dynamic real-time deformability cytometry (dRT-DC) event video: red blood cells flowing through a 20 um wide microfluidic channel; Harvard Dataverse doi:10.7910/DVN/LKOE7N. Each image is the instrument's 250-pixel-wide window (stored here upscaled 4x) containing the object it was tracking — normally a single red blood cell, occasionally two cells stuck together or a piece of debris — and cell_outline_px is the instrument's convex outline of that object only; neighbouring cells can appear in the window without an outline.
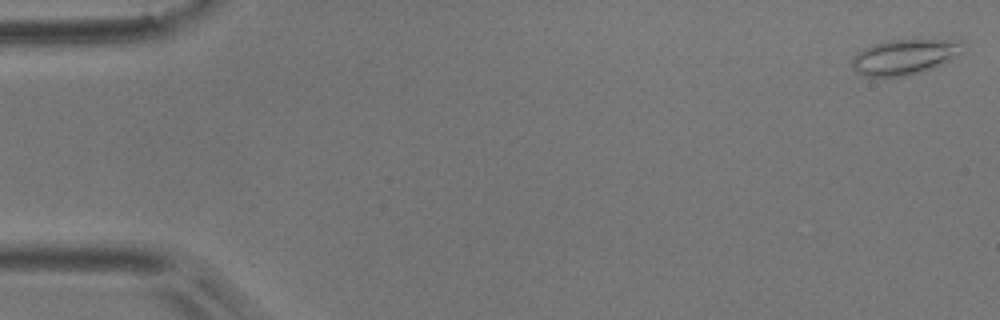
{"species": "common noctule bat (a hibernating species)", "species_latin": "Nyctalus noctula", "temperature_condition": "room temperature", "stored_images_in_passage": 4, "camera_frame_rate_fps": 3000, "um_per_image_px": 0.085, "animal": {"sex": "male", "body_mass_g": 17.9}, "frame": {"image": 1, "passage_image": 1, "time_ms": 0.0, "image_size_px": [1000, 320], "cell_outline_px": [[968, 48], [964, 52], [932, 68], [908, 76], [864, 76], [852, 68], [852, 56], [856, 52], [872, 44], [888, 40], [964, 40], [968, 44]], "centroid_in_image_um": [76.93, 4.81], "position_along_channel_um": 8.1, "area_um2": 23.06}}